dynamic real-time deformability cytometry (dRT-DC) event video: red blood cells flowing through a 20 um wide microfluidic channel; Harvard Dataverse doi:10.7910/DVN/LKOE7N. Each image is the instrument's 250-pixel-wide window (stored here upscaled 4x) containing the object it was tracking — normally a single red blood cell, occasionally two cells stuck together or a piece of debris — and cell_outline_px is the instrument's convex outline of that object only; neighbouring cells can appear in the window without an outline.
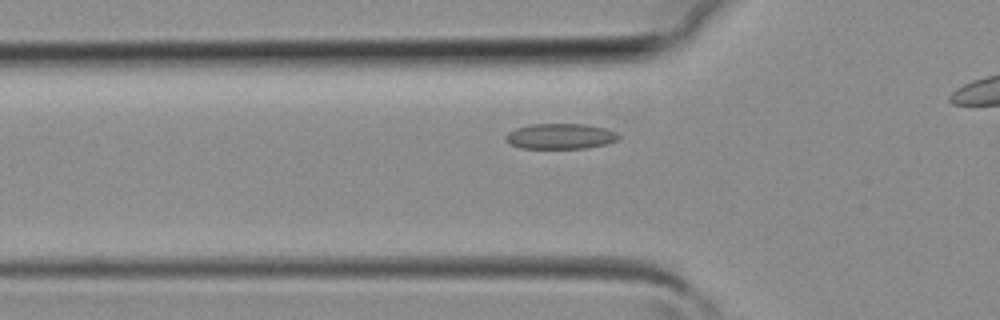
{"species": "common noctule bat (a hibernating species)", "species_latin": "Nyctalus noctula", "temperature_condition": "room temperature", "stored_images_in_passage": 29, "camera_frame_rate_fps": 3000, "um_per_image_px": 0.085, "animal": {"sex": "female", "body_mass_g": 19.3, "forearm_length_mm": 54.1}, "frame": {"image": 1, "passage_image": 10, "time_ms": 3.0, "image_size_px": [1000, 320], "cell_outline_px": [[620, 140], [604, 144], [584, 148], [520, 148], [508, 144], [504, 136], [508, 132], [516, 128], [528, 124], [588, 124], [604, 128], [616, 132], [620, 136]], "centroid_in_image_um": [47.6, 11.58], "position_along_channel_um": 78.2, "area_um2": 16.88}}
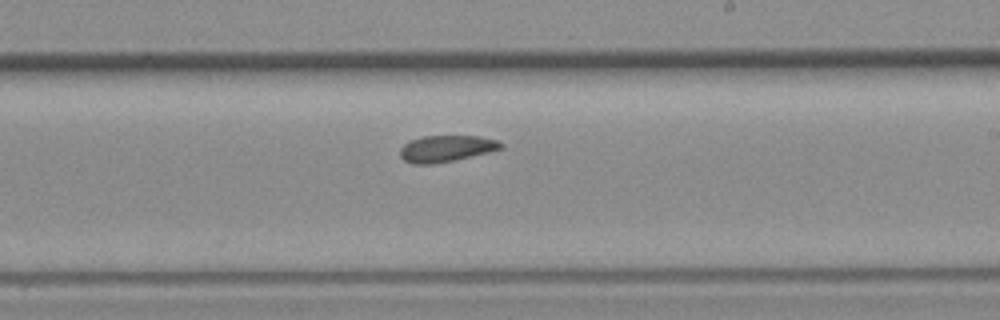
{"frame": {"image": 2, "passage_image": 20, "time_ms": 6.333, "image_size_px": [1000, 320], "cell_outline_px": [[504, 148], [488, 152], [452, 160], [432, 164], [412, 164], [404, 160], [400, 156], [400, 148], [408, 140], [424, 136], [480, 136], [500, 140], [504, 144]], "centroid_in_image_um": [37.94, 12.61], "position_along_channel_um": 251.1, "area_um2": 15.61}}
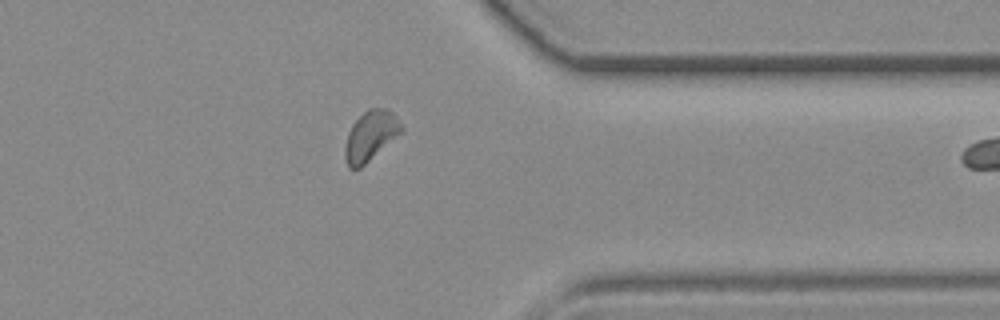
{"frame": {"image": 3, "passage_image": 28, "time_ms": 9.0, "image_size_px": [1000, 320], "cell_outline_px": [[404, 132], [360, 168], [348, 168], [344, 160], [344, 148], [348, 132], [352, 124], [368, 108], [388, 108], [396, 116], [404, 128]], "centroid_in_image_um": [31.51, 11.55], "position_along_channel_um": 379.9, "area_um2": 16.7}}